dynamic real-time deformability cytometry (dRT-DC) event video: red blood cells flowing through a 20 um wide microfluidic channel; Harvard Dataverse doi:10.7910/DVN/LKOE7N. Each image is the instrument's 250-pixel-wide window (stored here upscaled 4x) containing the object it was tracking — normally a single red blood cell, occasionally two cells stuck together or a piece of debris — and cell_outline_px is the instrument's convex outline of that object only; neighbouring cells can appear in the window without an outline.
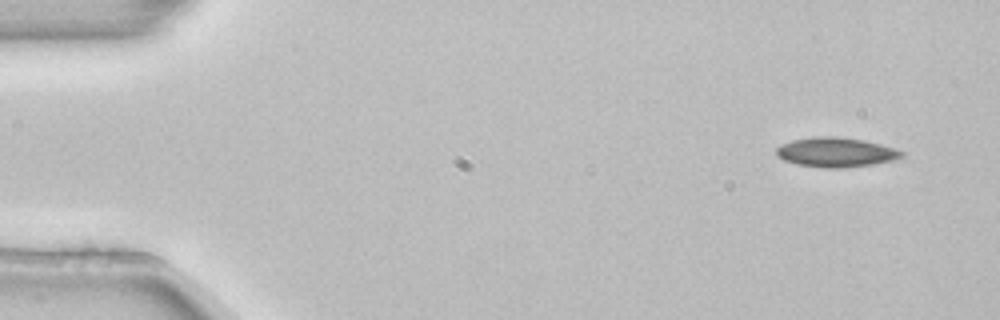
{"species": "common noctule bat (a hibernating species)", "species_latin": "Nyctalus noctula", "temperature_condition": "room temperature", "stored_images_in_passage": 5, "camera_frame_rate_fps": 3000, "um_per_image_px": 0.085, "animal": {"sex": "female", "body_mass_g": 22.7, "forearm_length_mm": 54.2}, "frame": {"image": 1, "passage_image": 1, "time_ms": 0.0, "image_size_px": [1000, 320], "cell_outline_px": [[904, 156], [892, 160], [876, 164], [840, 168], [828, 168], [796, 164], [784, 160], [776, 156], [776, 148], [780, 144], [792, 140], [816, 136], [836, 136], [864, 140], [896, 148], [904, 152]], "centroid_in_image_um": [71.04, 12.94], "position_along_channel_um": 14.0, "area_um2": 21.73}}
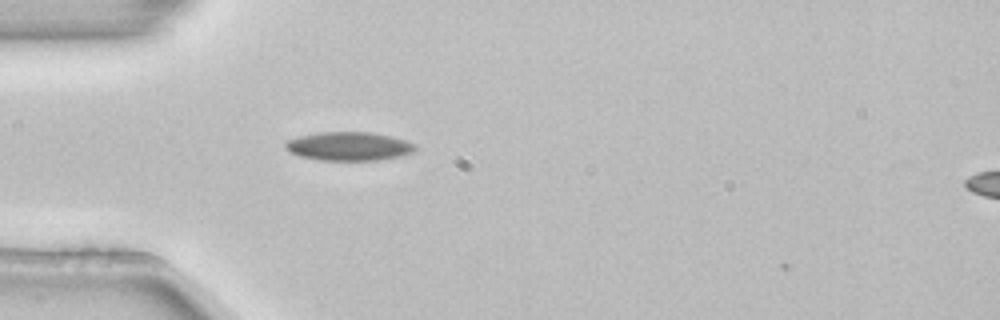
{"frame": {"image": 2, "passage_image": 4, "time_ms": 1.0, "image_size_px": [1000, 320], "cell_outline_px": [[416, 148], [412, 152], [400, 156], [376, 160], [320, 160], [300, 156], [288, 152], [284, 148], [284, 140], [300, 136], [320, 132], [372, 132], [392, 136], [416, 144]], "centroid_in_image_um": [29.61, 12.42], "position_along_channel_um": 55.4, "area_um2": 21.79}}